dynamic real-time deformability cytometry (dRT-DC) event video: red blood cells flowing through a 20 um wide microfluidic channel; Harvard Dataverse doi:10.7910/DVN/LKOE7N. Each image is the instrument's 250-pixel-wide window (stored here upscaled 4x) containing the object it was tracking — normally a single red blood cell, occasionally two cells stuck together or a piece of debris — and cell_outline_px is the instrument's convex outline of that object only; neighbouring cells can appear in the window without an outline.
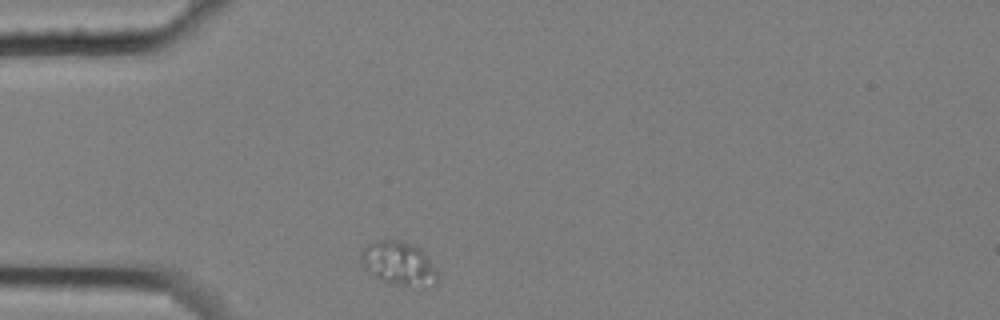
{"species": "common noctule bat (a hibernating species)", "species_latin": "Nyctalus noctula", "temperature_condition": "cold", "stored_images_in_passage": 5, "camera_frame_rate_fps": 3000, "um_per_image_px": 0.085, "animal": {"sex": "female", "body_mass_g": 25.1}, "frame": {"image": 1, "passage_image": 1, "time_ms": 0.0, "image_size_px": [1000, 320], "cell_outline_px": [[440, 276], [436, 284], [400, 284], [384, 280], [364, 268], [360, 256], [360, 252], [368, 244], [380, 240], [400, 240], [412, 244], [420, 248]], "centroid_in_image_um": [33.89, 22.34], "position_along_channel_um": 51.1, "area_um2": 18.67}}
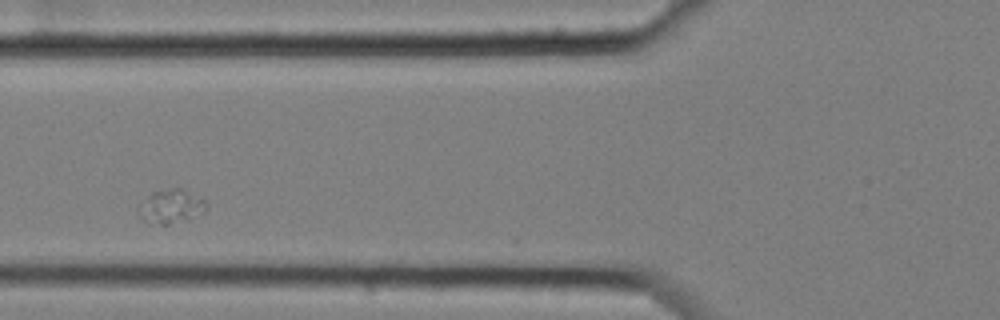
{"frame": {"image": 2, "passage_image": 3, "time_ms": 0.667, "image_size_px": [1000, 320], "cell_outline_px": [[208, 208], [204, 212], [168, 224], [148, 224], [136, 212], [136, 208], [152, 192], [172, 188], [180, 188], [204, 200], [208, 204]], "centroid_in_image_um": [14.48, 17.55], "position_along_channel_um": 111.3, "area_um2": 13.12}}